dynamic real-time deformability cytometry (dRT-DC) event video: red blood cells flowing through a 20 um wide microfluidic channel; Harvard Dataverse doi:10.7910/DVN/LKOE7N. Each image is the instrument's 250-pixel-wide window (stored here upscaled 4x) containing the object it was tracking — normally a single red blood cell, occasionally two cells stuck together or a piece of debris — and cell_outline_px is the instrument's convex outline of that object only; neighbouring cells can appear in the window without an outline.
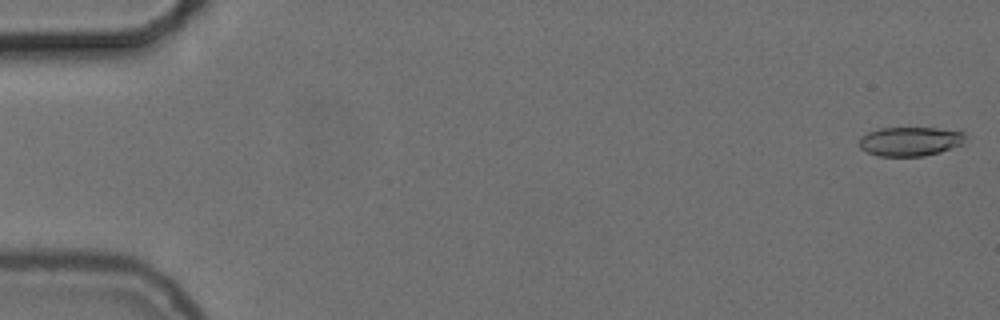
{"species": "common noctule bat (a hibernating species)", "species_latin": "Nyctalus noctula", "temperature_condition": "cold", "stored_images_in_passage": 55, "camera_frame_rate_fps": 3000, "um_per_image_px": 0.085, "animal": {"sex": "female", "body_mass_g": 24.6, "forearm_length_mm": 56.2}, "frame": {"image": 1, "passage_image": 1, "time_ms": 0.0, "image_size_px": [1000, 320], "cell_outline_px": [[964, 144], [940, 152], [924, 156], [880, 156], [868, 152], [860, 148], [860, 136], [868, 132], [880, 128], [936, 128], [964, 132]], "centroid_in_image_um": [77.36, 12.02], "position_along_channel_um": 7.6, "area_um2": 17.98}}
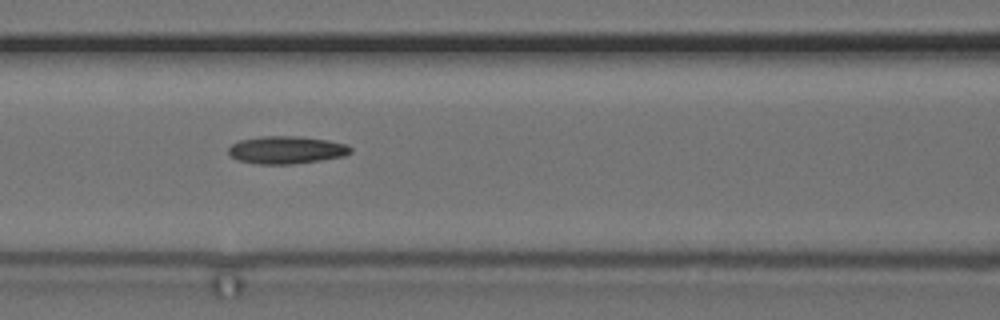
{"frame": {"image": 2, "passage_image": 24, "time_ms": 7.667, "image_size_px": [1000, 320], "cell_outline_px": [[352, 152], [344, 156], [320, 160], [292, 164], [256, 164], [240, 160], [232, 156], [228, 152], [228, 148], [232, 144], [240, 140], [260, 136], [300, 136], [328, 140], [344, 144], [352, 148]], "centroid_in_image_um": [24.35, 12.74], "position_along_channel_um": 142.3, "area_um2": 19.59}}
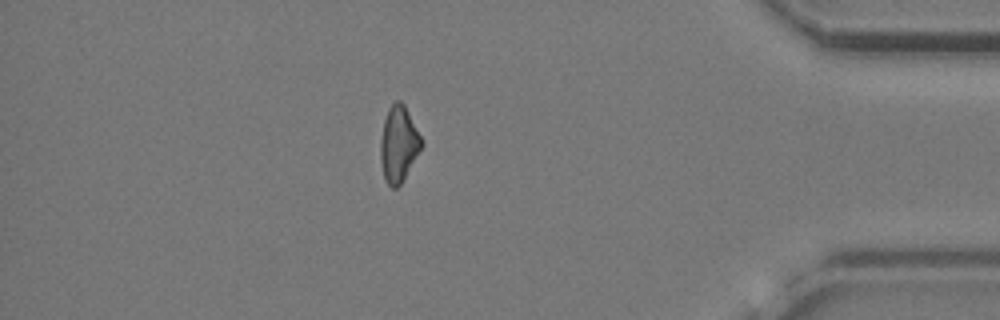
{"frame": {"image": 3, "passage_image": 48, "time_ms": 15.667, "image_size_px": [1000, 320], "cell_outline_px": [[424, 144], [400, 184], [396, 188], [392, 188], [384, 180], [380, 160], [380, 140], [384, 120], [388, 108], [396, 100], [400, 100], [404, 104]], "centroid_in_image_um": [33.86, 12.25], "position_along_channel_um": 401.3, "area_um2": 17.98}, "authors_computed_cell_mechanics": {"area_um2": 18.7272, "velocity_mm_per_s": 3.7265, "shape_relaxation_time_tau1_ms": null, "shape_relaxation_time_tau2_ms": 7.9438, "deformation_change_tau1": null, "deformation_change_tau2": 0.1889}}